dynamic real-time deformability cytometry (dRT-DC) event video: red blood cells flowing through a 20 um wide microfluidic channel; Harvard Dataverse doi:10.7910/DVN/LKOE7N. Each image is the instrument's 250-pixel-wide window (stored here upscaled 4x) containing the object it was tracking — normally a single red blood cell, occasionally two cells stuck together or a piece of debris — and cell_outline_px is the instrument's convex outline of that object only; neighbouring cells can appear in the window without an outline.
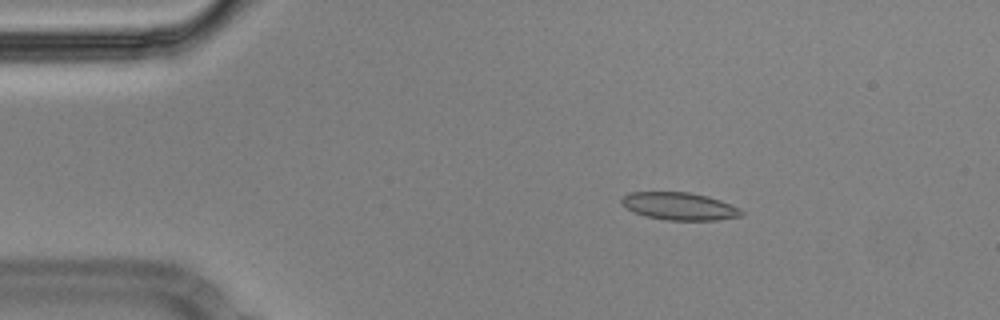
{"species": "Egyptian fruit bat (a non-hibernating species)", "species_latin": "Rousettus aegyptiacus", "temperature_condition": "cold", "stored_images_in_passage": 54, "camera_frame_rate_fps": 3000, "um_per_image_px": 0.085, "animal": {"sex": "male"}, "frame": {"image": 1, "passage_image": 8, "time_ms": 2.333, "image_size_px": [1000, 320], "cell_outline_px": [[744, 212], [740, 216], [716, 220], [664, 220], [644, 216], [632, 212], [620, 200], [628, 192], [688, 192], [708, 196], [720, 200], [740, 208]], "centroid_in_image_um": [57.74, 17.53], "position_along_channel_um": 27.3, "area_um2": 19.25}}
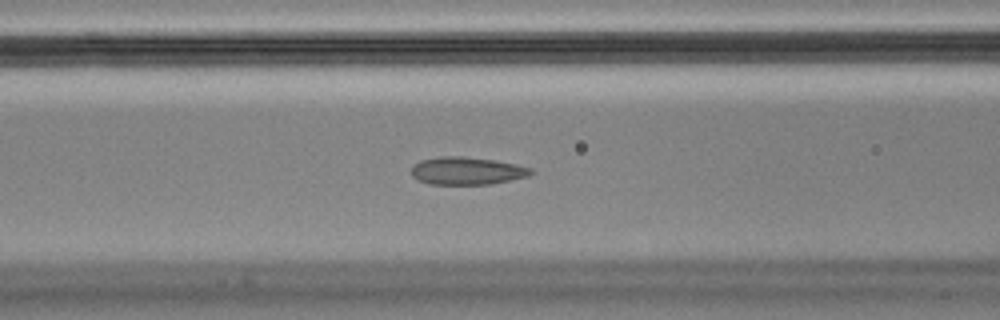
{"frame": {"image": 2, "passage_image": 21, "time_ms": 6.667, "image_size_px": [1000, 320], "cell_outline_px": [[532, 172], [528, 176], [488, 184], [428, 184], [412, 176], [412, 168], [420, 160], [440, 156], [464, 156], [492, 160], [516, 164], [532, 168]], "centroid_in_image_um": [39.67, 14.51], "position_along_channel_um": 126.9, "area_um2": 19.02}}
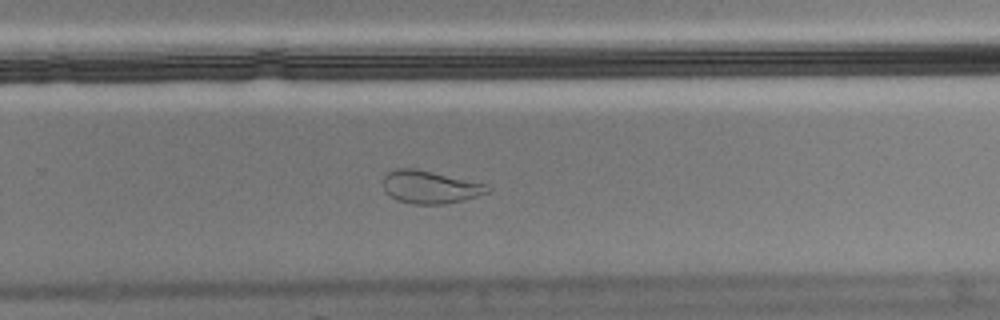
{"frame": {"image": 3, "passage_image": 35, "time_ms": 11.333, "image_size_px": [1000, 320], "cell_outline_px": [[492, 188], [488, 192], [464, 200], [444, 204], [412, 204], [396, 200], [384, 188], [384, 176], [388, 172], [396, 168], [416, 168], [488, 184]], "centroid_in_image_um": [36.58, 15.89], "position_along_channel_um": 293.2, "area_um2": 19.94}}